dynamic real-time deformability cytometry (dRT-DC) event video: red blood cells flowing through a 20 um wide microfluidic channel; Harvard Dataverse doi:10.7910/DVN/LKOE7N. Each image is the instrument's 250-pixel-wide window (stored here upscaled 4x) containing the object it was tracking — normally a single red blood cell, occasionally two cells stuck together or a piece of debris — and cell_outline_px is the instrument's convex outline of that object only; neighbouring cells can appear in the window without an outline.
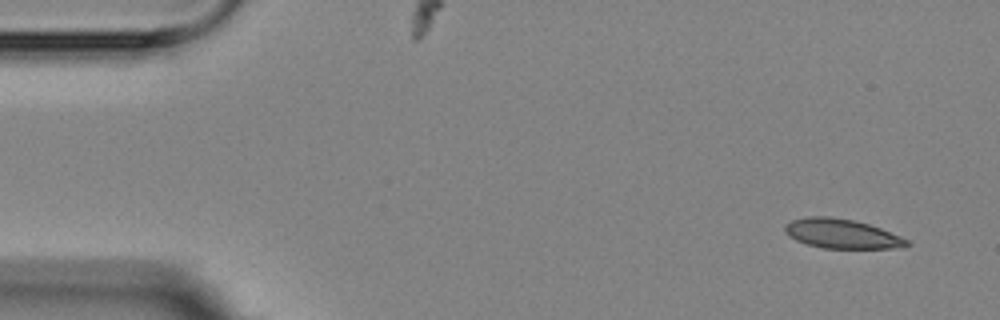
{"species": "Egyptian fruit bat (a non-hibernating species)", "species_latin": "Rousettus aegyptiacus", "temperature_condition": "room temperature", "stored_images_in_passage": 4, "segment_of_instrument_passage": [1, 2], "camera_frame_rate_fps": 3000, "um_per_image_px": 0.085, "animal": {"sex": "female"}, "frame": {"image": 1, "passage_image": 1, "time_ms": 0.0, "image_size_px": [1000, 320], "cell_outline_px": [[912, 244], [904, 248], [824, 248], [808, 244], [796, 240], [788, 236], [784, 232], [784, 224], [792, 220], [808, 216], [828, 216], [852, 220], [868, 224], [880, 228], [900, 236], [908, 240]], "centroid_in_image_um": [71.54, 19.87], "position_along_channel_um": 13.5, "area_um2": 20.92}}